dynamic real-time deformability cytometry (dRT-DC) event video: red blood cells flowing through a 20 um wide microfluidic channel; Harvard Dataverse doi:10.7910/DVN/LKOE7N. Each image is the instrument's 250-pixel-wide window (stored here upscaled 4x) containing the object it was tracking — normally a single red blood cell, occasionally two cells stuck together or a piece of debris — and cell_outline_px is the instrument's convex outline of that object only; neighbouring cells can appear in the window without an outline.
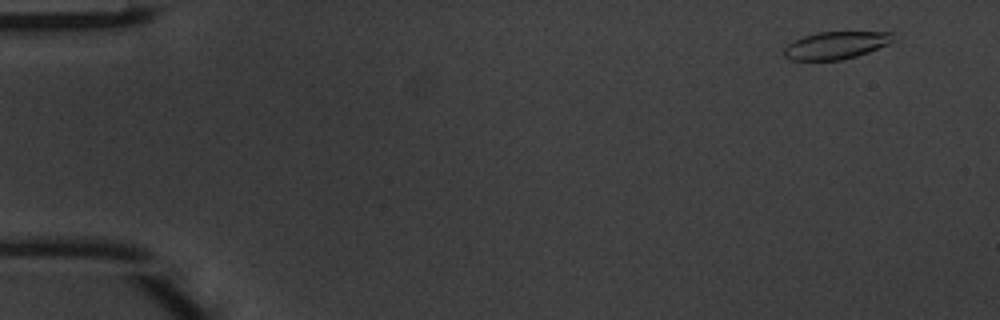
{"species": "common noctule bat (a hibernating species)", "species_latin": "Nyctalus noctula", "temperature_condition": "warm", "stored_images_in_passage": 50, "camera_frame_rate_fps": 3000, "um_per_image_px": 0.085, "animal": {"sex": "male", "body_mass_g": 20.1, "forearm_length_mm": 53.5}, "frame": {"image": 1, "passage_image": 4, "time_ms": 1.0, "image_size_px": [1000, 320], "cell_outline_px": [[896, 40], [888, 44], [868, 52], [856, 56], [840, 60], [788, 60], [784, 56], [784, 48], [788, 44], [804, 36], [820, 32], [892, 32]], "centroid_in_image_um": [71.06, 3.85], "position_along_channel_um": 13.9, "area_um2": 17.4}}
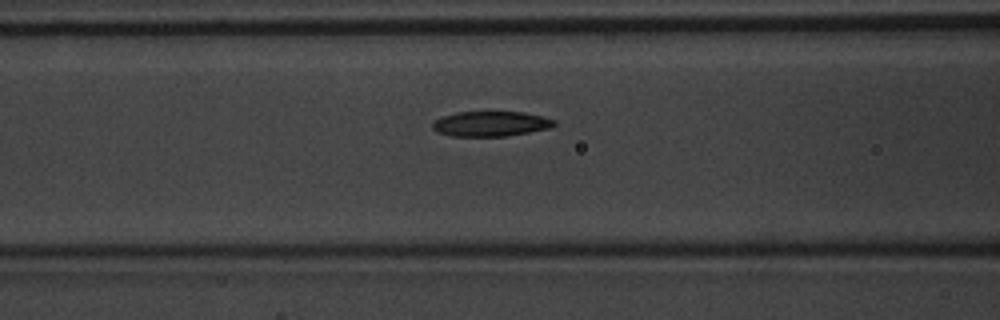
{"frame": {"image": 2, "passage_image": 21, "time_ms": 6.667, "image_size_px": [1000, 320], "cell_outline_px": [[556, 124], [552, 128], [508, 136], [452, 136], [440, 132], [432, 128], [432, 124], [436, 120], [444, 116], [456, 112], [524, 112], [556, 120]], "centroid_in_image_um": [41.77, 10.52], "position_along_channel_um": 124.8, "area_um2": 17.69}}
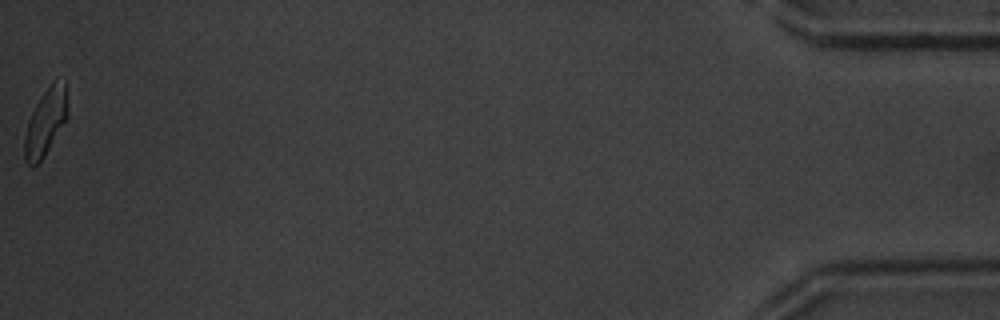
{"frame": {"image": 3, "passage_image": 50, "time_ms": 16.333, "image_size_px": [1000, 320], "cell_outline_px": [[68, 116], [44, 156], [32, 168], [24, 160], [24, 136], [28, 120], [36, 104], [52, 80], [64, 84], [68, 100]], "centroid_in_image_um": [3.86, 10.41], "position_along_channel_um": 431.3, "area_um2": 16.53}, "authors_computed_cell_mechanics": {"area_um2": 18.1492, "velocity_mm_per_s": 4.1317, "shape_relaxation_time_tau1_ms": 3.1311, "shape_relaxation_time_tau2_ms": 5.9833, "deformation_change_tau1": 0.1402, "deformation_change_tau2": 0.1133}}